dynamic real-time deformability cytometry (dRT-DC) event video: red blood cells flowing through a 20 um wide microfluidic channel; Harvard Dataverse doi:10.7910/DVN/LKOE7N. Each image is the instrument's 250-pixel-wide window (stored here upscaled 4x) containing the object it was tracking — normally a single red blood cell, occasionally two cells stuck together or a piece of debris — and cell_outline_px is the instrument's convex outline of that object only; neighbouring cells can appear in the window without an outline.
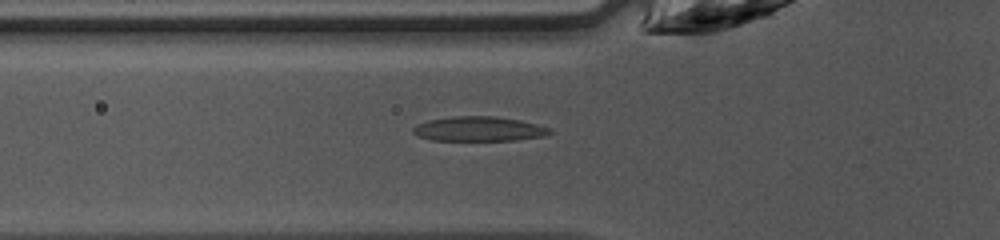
{"species": "common noctule bat (a hibernating species)", "species_latin": "Nyctalus noctula", "temperature_condition": "warm", "stored_images_in_passage": 46, "camera_frame_rate_fps": 3000, "um_per_image_px": 0.085, "animal": {"sex": "female", "body_mass_g": 10.0, "forearm_length_mm": 53.1}, "frame": {"image": 1, "passage_image": 16, "time_ms": 5.0, "image_size_px": [1000, 240], "cell_outline_px": [[552, 132], [548, 136], [516, 140], [432, 140], [416, 136], [412, 132], [412, 128], [416, 124], [428, 120], [452, 116], [496, 116], [520, 120], [552, 128]], "centroid_in_image_um": [40.72, 10.96], "position_along_channel_um": 85.1, "area_um2": 19.88}}
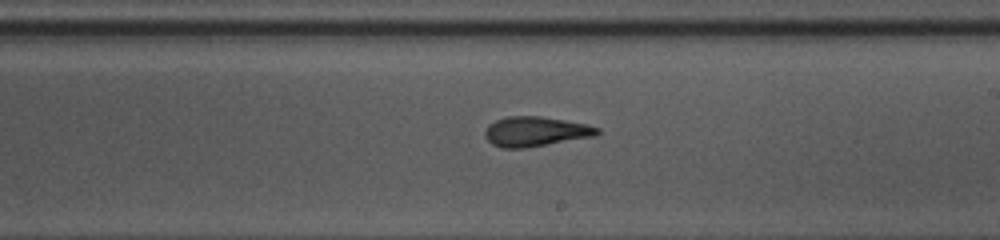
{"frame": {"image": 2, "passage_image": 27, "time_ms": 8.667, "image_size_px": [1000, 240], "cell_outline_px": [[600, 132], [596, 136], [524, 148], [500, 148], [492, 144], [484, 136], [484, 132], [488, 124], [496, 120], [508, 116], [540, 116], [588, 124], [600, 128]], "centroid_in_image_um": [45.51, 11.18], "position_along_channel_um": 243.5, "area_um2": 19.59}}
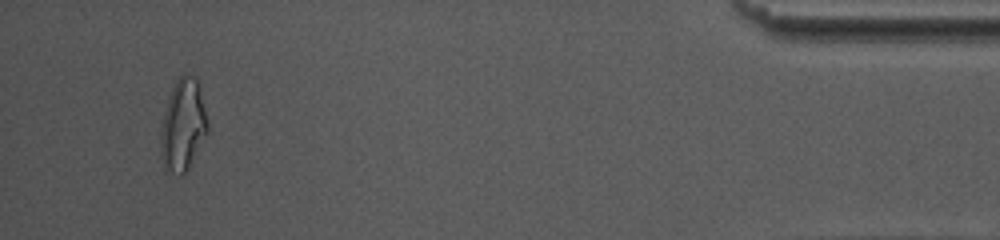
{"frame": {"image": 3, "passage_image": 44, "time_ms": 14.333, "image_size_px": [1000, 240], "cell_outline_px": [[208, 132], [188, 168], [180, 176], [172, 172], [164, 164], [160, 152], [160, 128], [164, 112], [172, 88], [176, 80], [184, 72], [196, 76], [200, 80], [208, 124]], "centroid_in_image_um": [15.58, 10.55], "position_along_channel_um": 419.6, "area_um2": 25.32}, "authors_computed_cell_mechanics": {"area_um2": 19.5942, "velocity_mm_per_s": 4.2802, "shape_relaxation_time_tau1_ms": 4.3167, "shape_relaxation_time_tau2_ms": 2.4504, "deformation_change_tau1": 0.1873, "deformation_change_tau2": 0.0781}}